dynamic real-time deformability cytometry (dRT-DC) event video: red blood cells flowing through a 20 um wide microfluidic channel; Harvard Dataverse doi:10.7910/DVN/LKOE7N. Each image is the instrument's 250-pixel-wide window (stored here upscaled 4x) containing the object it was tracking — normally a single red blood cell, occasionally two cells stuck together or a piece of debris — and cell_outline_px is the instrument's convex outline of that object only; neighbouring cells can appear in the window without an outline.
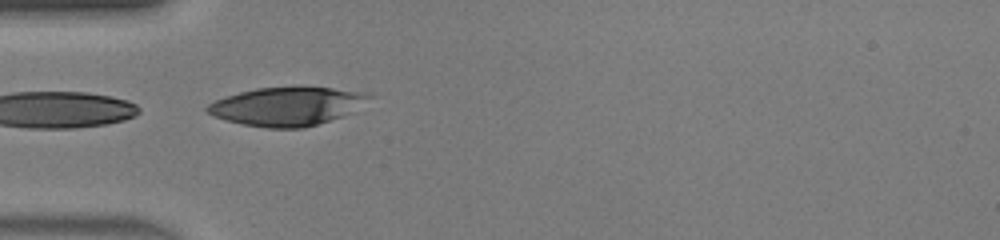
{"species": "human", "species_latin": "Homo sapiens", "temperature_condition": "warm", "stored_images_in_passage": 34, "camera_frame_rate_fps": 3000, "um_per_image_px": 0.085, "donor": {"sex": "male"}, "frame": {"image": 1, "passage_image": 14, "time_ms": 4.333, "image_size_px": [1000, 240], "cell_outline_px": [[372, 96], [352, 112], [344, 116], [304, 128], [268, 128], [244, 124], [228, 120], [216, 116], [208, 112], [204, 108], [208, 104], [224, 96], [256, 88], [292, 84], [372, 92]], "centroid_in_image_um": [24.45, 8.99], "position_along_channel_um": 60.6, "area_um2": 36.99}}
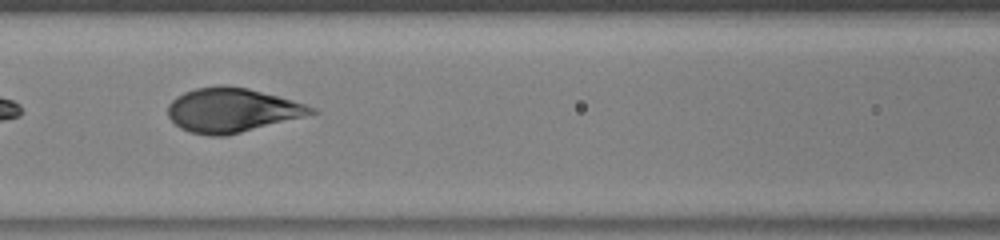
{"frame": {"image": 2, "passage_image": 20, "time_ms": 6.333, "image_size_px": [1000, 240], "cell_outline_px": [[320, 112], [224, 136], [208, 136], [188, 132], [180, 128], [168, 116], [168, 104], [176, 96], [184, 92], [196, 88], [220, 84], [224, 84], [248, 88], [292, 100], [316, 108]], "centroid_in_image_um": [19.68, 9.35], "position_along_channel_um": 146.9, "area_um2": 36.82}}